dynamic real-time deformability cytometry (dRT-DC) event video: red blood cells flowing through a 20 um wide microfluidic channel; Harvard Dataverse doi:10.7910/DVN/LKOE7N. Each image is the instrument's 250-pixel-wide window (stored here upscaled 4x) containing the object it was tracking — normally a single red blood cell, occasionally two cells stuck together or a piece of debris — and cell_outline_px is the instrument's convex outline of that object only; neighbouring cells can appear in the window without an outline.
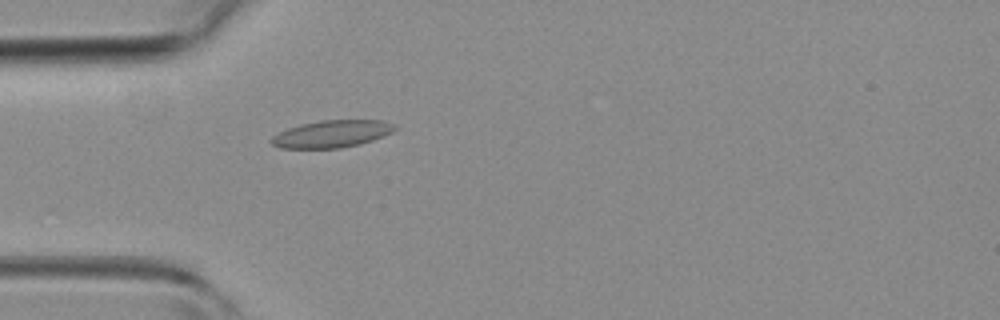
{"species": "common noctule bat (a hibernating species)", "species_latin": "Nyctalus noctula", "temperature_condition": "room temperature", "stored_images_in_passage": 1, "camera_frame_rate_fps": 3000, "um_per_image_px": 0.085, "animal": {"sex": "female", "body_mass_g": 19.3, "forearm_length_mm": 54.1}, "frame": {"image": 1, "passage_image": 1, "time_ms": 0.0, "image_size_px": [1000, 320], "cell_outline_px": [[396, 128], [392, 132], [372, 140], [360, 144], [340, 148], [280, 148], [272, 144], [268, 140], [272, 136], [288, 128], [300, 124], [320, 120], [380, 120], [396, 124]], "centroid_in_image_um": [28.18, 11.38], "position_along_channel_um": 56.8, "area_um2": 19.59}}